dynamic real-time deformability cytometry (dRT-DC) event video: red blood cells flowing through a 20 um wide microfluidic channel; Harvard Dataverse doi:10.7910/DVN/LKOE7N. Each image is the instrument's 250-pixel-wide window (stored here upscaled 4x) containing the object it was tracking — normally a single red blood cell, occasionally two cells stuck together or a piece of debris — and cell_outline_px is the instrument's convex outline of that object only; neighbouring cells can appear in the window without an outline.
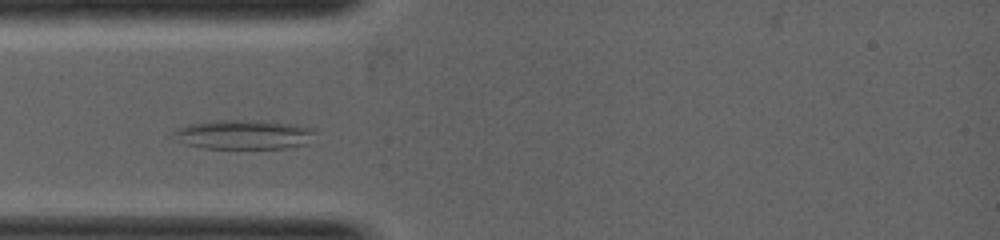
{"species": "common noctule bat (a hibernating species)", "species_latin": "Nyctalus noctula", "temperature_condition": "warm", "stored_images_in_passage": 4, "camera_frame_rate_fps": 5000, "um_per_image_px": 0.085, "animal": {"sex": "female", "body_mass_g": 19.0, "forearm_length_mm": 53.3}, "frame": {"image": 1, "passage_image": 3, "time_ms": 0.6, "image_size_px": [1000, 240], "cell_outline_px": [[312, 132], [304, 144], [284, 148], [204, 148], [188, 144], [172, 132], [176, 128], [216, 120], [272, 120], [312, 128]], "centroid_in_image_um": [20.73, 11.42], "position_along_channel_um": 64.3, "area_um2": 23.47}}